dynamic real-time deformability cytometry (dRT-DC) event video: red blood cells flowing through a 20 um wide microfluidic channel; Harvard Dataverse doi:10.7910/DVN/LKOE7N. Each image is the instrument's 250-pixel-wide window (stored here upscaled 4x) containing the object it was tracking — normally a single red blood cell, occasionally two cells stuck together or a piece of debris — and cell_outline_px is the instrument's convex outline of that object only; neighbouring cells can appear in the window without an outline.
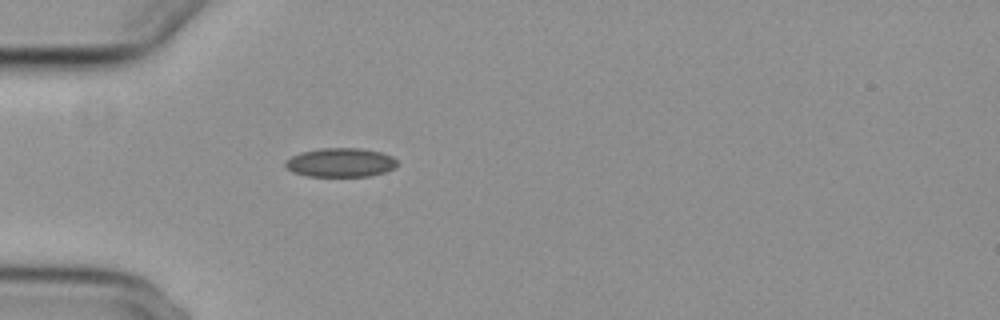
{"species": "common noctule bat (a hibernating species)", "species_latin": "Nyctalus noctula", "temperature_condition": "cold", "stored_images_in_passage": 56, "camera_frame_rate_fps": 3000, "um_per_image_px": 0.085, "animal": {"sex": "female", "body_mass_g": 29.2, "forearm_length_mm": 56.3}, "frame": {"image": 1, "passage_image": 17, "time_ms": 5.333, "image_size_px": [1000, 320], "cell_outline_px": [[396, 168], [384, 172], [368, 176], [308, 176], [292, 172], [284, 164], [284, 160], [300, 152], [320, 148], [360, 148], [380, 152], [392, 156], [396, 160]], "centroid_in_image_um": [28.92, 13.81], "position_along_channel_um": 56.1, "area_um2": 18.9}}
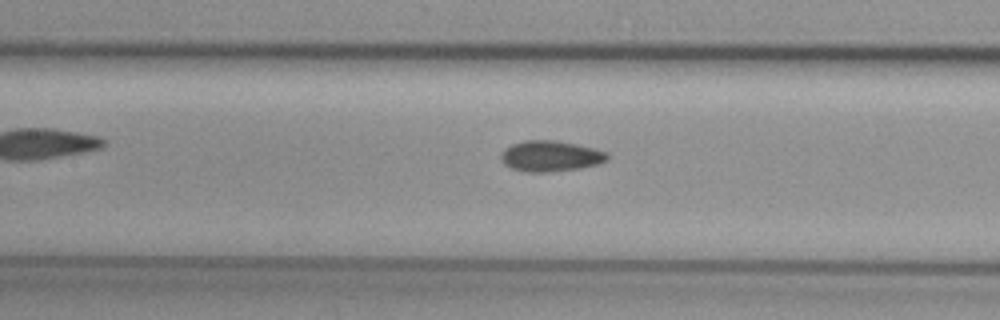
{"frame": {"image": 2, "passage_image": 26, "time_ms": 8.333, "image_size_px": [1000, 320], "cell_outline_px": [[608, 160], [596, 164], [580, 168], [548, 172], [528, 172], [512, 168], [504, 164], [500, 160], [500, 156], [504, 148], [512, 144], [524, 140], [556, 140], [576, 144], [608, 152]], "centroid_in_image_um": [46.77, 13.26], "position_along_channel_um": 160.6, "area_um2": 19.07}}
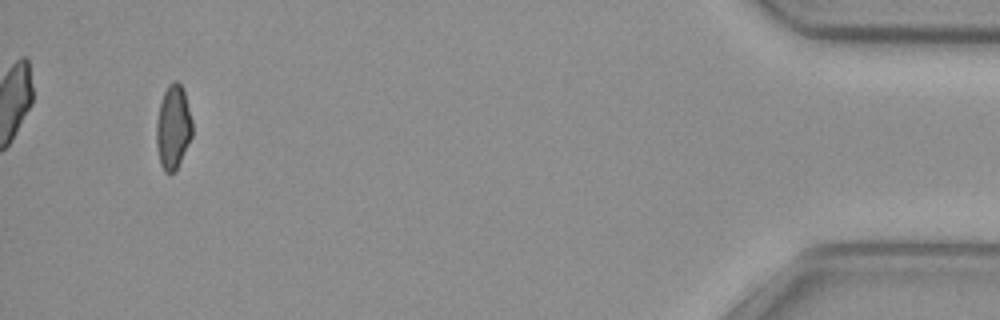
{"frame": {"image": 3, "passage_image": 53, "time_ms": 17.333, "image_size_px": [1000, 320], "cell_outline_px": [[192, 136], [176, 172], [164, 172], [160, 164], [156, 148], [156, 124], [160, 104], [164, 92], [168, 84], [176, 80], [180, 84], [184, 92], [192, 120]], "centroid_in_image_um": [14.71, 10.85], "position_along_channel_um": 420.5, "area_um2": 17.63}, "authors_computed_cell_mechanics": {"area_um2": 18.3515, "velocity_mm_per_s": 3.7394, "shape_relaxation_time_tau1_ms": null, "shape_relaxation_time_tau2_ms": 2.3483, "deformation_change_tau1": null, "deformation_change_tau2": 0.0692}}